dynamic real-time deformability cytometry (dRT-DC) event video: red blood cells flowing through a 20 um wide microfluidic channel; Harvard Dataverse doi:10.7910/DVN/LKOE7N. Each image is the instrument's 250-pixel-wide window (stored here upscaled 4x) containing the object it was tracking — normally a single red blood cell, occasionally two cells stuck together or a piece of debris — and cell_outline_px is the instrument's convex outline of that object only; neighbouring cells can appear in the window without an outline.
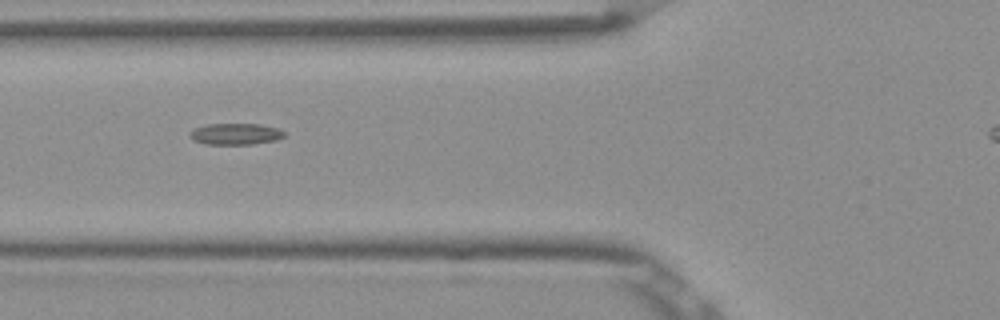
{"species": "Egyptian fruit bat (a non-hibernating species)", "species_latin": "Rousettus aegyptiacus", "temperature_condition": "room temperature", "stored_images_in_passage": 39, "camera_frame_rate_fps": 3000, "um_per_image_px": 0.085, "frame": {"image": 1, "passage_image": 11, "time_ms": 3.333, "image_size_px": [1000, 320], "cell_outline_px": [[284, 136], [276, 140], [252, 144], [204, 144], [192, 140], [188, 136], [188, 132], [196, 128], [208, 124], [260, 124], [276, 128], [284, 132]], "centroid_in_image_um": [19.96, 11.39], "position_along_channel_um": 105.8, "area_um2": 11.73}}
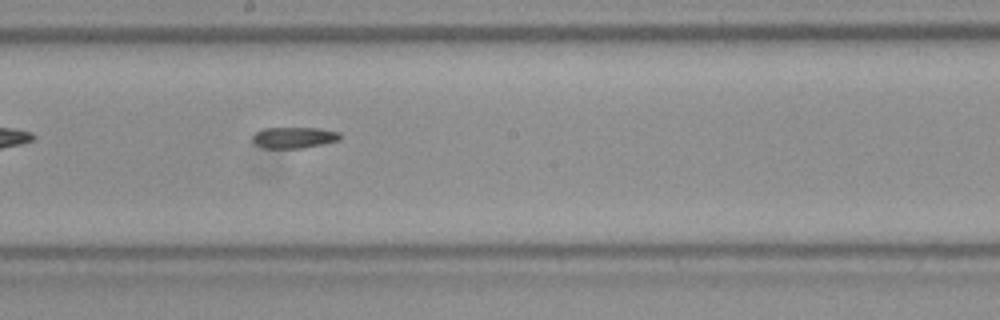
{"frame": {"image": 2, "passage_image": 20, "time_ms": 6.333, "image_size_px": [1000, 320], "cell_outline_px": [[340, 140], [300, 148], [264, 148], [256, 144], [252, 140], [252, 136], [256, 132], [264, 128], [320, 128], [340, 132]], "centroid_in_image_um": [24.98, 11.68], "position_along_channel_um": 223.2, "area_um2": 10.69}}
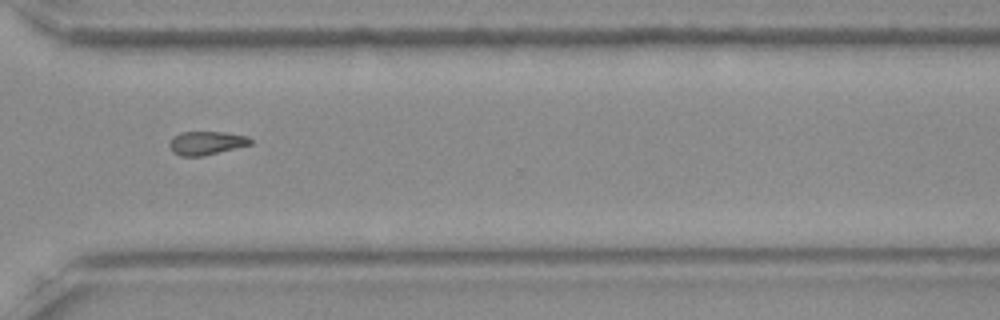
{"frame": {"image": 3, "passage_image": 30, "time_ms": 9.667, "image_size_px": [1000, 320], "cell_outline_px": [[252, 144], [200, 156], [180, 156], [172, 152], [168, 144], [180, 132], [224, 132], [248, 136], [252, 140]], "centroid_in_image_um": [17.54, 12.15], "position_along_channel_um": 353.1, "area_um2": 10.92}, "authors_computed_cell_mechanics": {"area_um2": 11.4444, "velocity_mm_per_s": 3.8992, "shape_relaxation_time_tau1_ms": null, "shape_relaxation_time_tau2_ms": 4.9358, "deformation_change_tau1": null, "deformation_change_tau2": 0.1107}}